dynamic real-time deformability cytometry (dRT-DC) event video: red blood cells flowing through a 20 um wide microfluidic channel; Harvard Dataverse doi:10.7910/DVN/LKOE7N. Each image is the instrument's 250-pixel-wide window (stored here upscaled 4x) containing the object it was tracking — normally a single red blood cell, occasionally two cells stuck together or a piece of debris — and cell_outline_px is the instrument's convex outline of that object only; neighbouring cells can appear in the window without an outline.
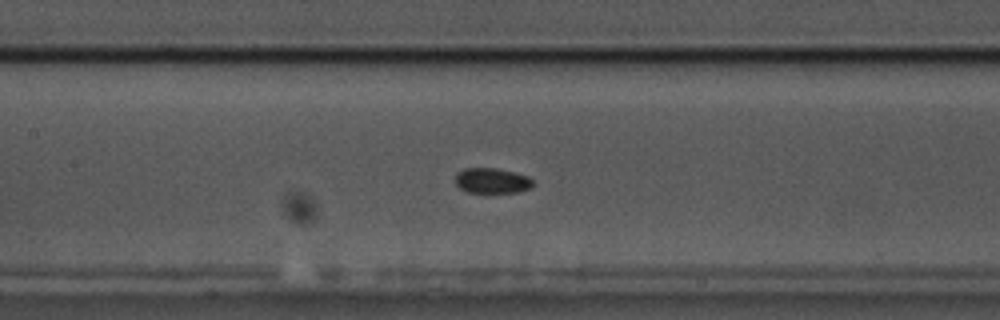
{"species": "common noctule bat (a hibernating species)", "species_latin": "Nyctalus noctula", "temperature_condition": "cold", "stored_images_in_passage": 57, "camera_frame_rate_fps": 3000, "um_per_image_px": 0.085, "animal": {"sex": "male", "body_mass_g": 17.5, "forearm_length_mm": 52.3}, "frame": {"image": 1, "passage_image": 26, "time_ms": 8.333, "image_size_px": [1000, 320], "cell_outline_px": [[532, 184], [528, 188], [520, 192], [468, 192], [460, 188], [456, 184], [456, 176], [464, 168], [496, 168], [528, 176], [532, 180]], "centroid_in_image_um": [41.81, 15.36], "position_along_channel_um": 165.6, "area_um2": 11.16}}
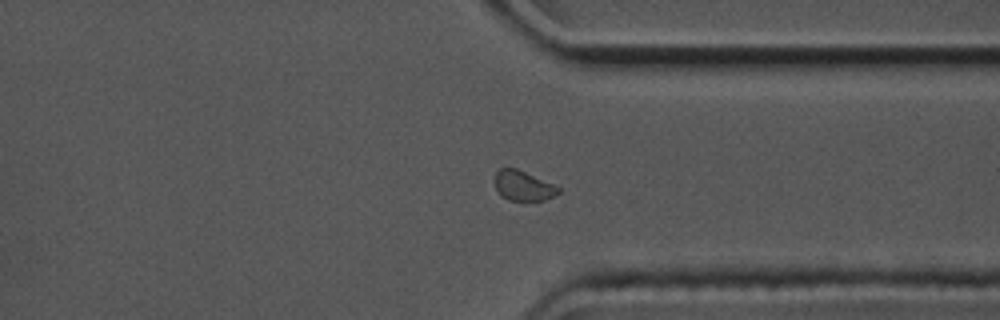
{"frame": {"image": 2, "passage_image": 43, "time_ms": 14.0, "image_size_px": [1000, 320], "cell_outline_px": [[560, 192], [556, 196], [544, 200], [508, 200], [500, 196], [496, 192], [496, 172], [500, 168], [516, 168], [552, 184], [560, 188]], "centroid_in_image_um": [44.46, 15.81], "position_along_channel_um": 366.9, "area_um2": 10.98}}
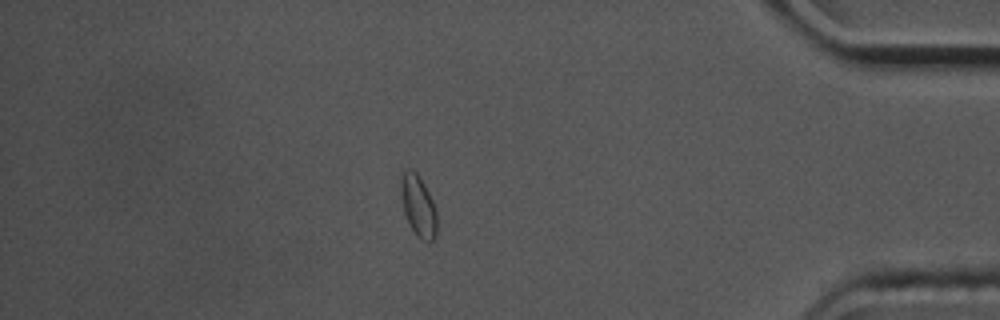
{"frame": {"image": 3, "passage_image": 49, "time_ms": 16.0, "image_size_px": [1000, 320], "cell_outline_px": [[436, 236], [428, 244], [420, 240], [416, 236], [404, 212], [400, 192], [400, 176], [404, 168], [412, 168], [416, 172], [424, 184], [432, 200], [436, 212]], "centroid_in_image_um": [35.53, 17.48], "position_along_channel_um": 399.7, "area_um2": 13.06}, "authors_computed_cell_mechanics": {"area_um2": 11.7912, "velocity_mm_per_s": 3.5624, "shape_relaxation_time_tau1_ms": null, "shape_relaxation_time_tau2_ms": 1.681, "deformation_change_tau1": null, "deformation_change_tau2": 0.0235}}